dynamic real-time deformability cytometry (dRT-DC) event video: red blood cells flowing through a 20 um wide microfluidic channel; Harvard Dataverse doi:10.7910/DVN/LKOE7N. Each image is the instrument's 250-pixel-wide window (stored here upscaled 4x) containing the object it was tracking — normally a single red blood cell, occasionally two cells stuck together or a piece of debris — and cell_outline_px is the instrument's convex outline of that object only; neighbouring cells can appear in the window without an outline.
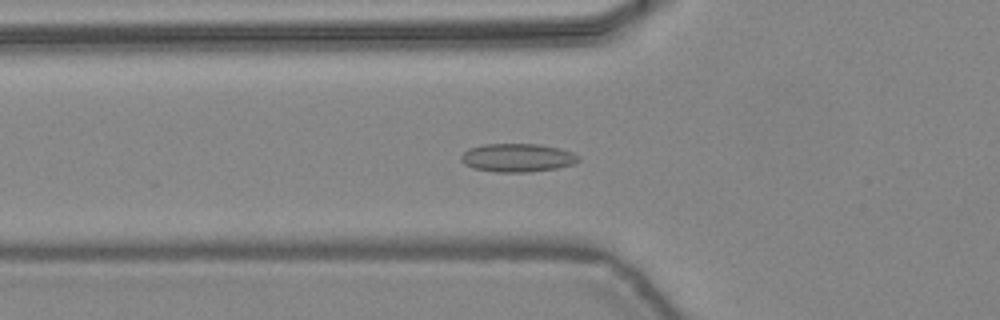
{"species": "common noctule bat (a hibernating species)", "species_latin": "Nyctalus noctula", "temperature_condition": "warm", "stored_images_in_passage": 38, "camera_frame_rate_fps": 3000, "um_per_image_px": 0.085, "animal": {"sex": "female", "body_mass_g": 24.6, "forearm_length_mm": 56.2}, "frame": {"image": 1, "passage_image": 14, "time_ms": 4.333, "image_size_px": [1000, 320], "cell_outline_px": [[580, 160], [572, 164], [556, 168], [528, 172], [496, 172], [472, 168], [464, 164], [460, 160], [460, 156], [468, 148], [484, 144], [540, 144], [560, 148], [572, 152], [580, 156]], "centroid_in_image_um": [43.96, 13.4], "position_along_channel_um": 81.8, "area_um2": 19.54}}
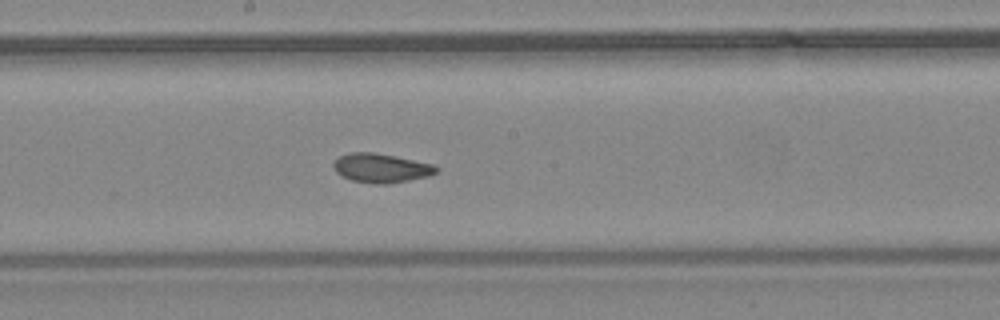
{"frame": {"image": 2, "passage_image": 23, "time_ms": 7.333, "image_size_px": [1000, 320], "cell_outline_px": [[440, 168], [436, 172], [428, 176], [408, 180], [384, 184], [376, 184], [352, 180], [340, 176], [336, 172], [332, 164], [340, 156], [352, 152], [372, 152], [396, 156], [432, 164]], "centroid_in_image_um": [32.38, 14.28], "position_along_channel_um": 215.8, "area_um2": 17.28}}
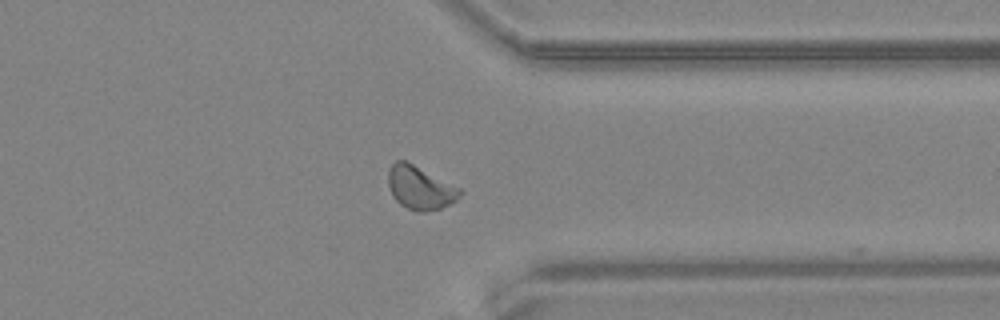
{"frame": {"image": 3, "passage_image": 34, "time_ms": 11.0, "image_size_px": [1000, 320], "cell_outline_px": [[464, 192], [456, 200], [440, 208], [424, 212], [420, 212], [408, 208], [400, 204], [392, 196], [388, 184], [388, 172], [392, 164], [396, 160], [404, 160], [460, 188]], "centroid_in_image_um": [35.69, 15.97], "position_along_channel_um": 375.7, "area_um2": 17.8}, "authors_computed_cell_mechanics": {"area_um2": 17.4845, "velocity_mm_per_s": 4.4294, "shape_relaxation_time_tau1_ms": null, "shape_relaxation_time_tau2_ms": 1.7247, "deformation_change_tau1": null, "deformation_change_tau2": 0.0637}}